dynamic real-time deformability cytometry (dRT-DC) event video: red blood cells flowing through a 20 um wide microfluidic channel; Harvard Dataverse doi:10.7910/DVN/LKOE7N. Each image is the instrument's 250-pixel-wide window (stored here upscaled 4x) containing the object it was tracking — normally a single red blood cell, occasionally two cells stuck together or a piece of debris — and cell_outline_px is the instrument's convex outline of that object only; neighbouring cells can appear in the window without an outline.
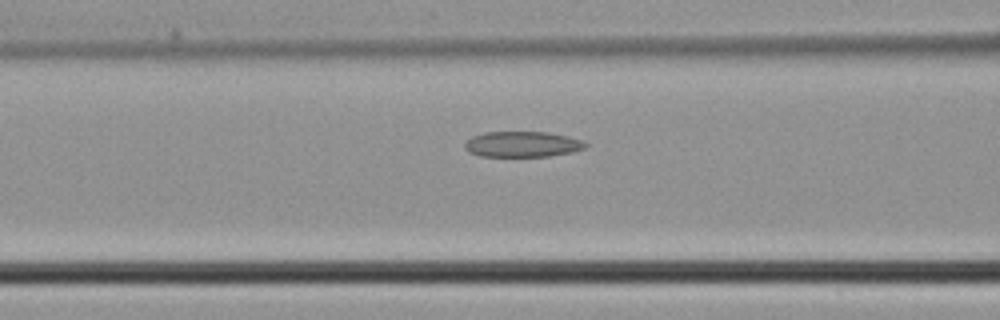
{"species": "common noctule bat (a hibernating species)", "species_latin": "Nyctalus noctula", "temperature_condition": "cold", "stored_images_in_passage": 5, "camera_frame_rate_fps": 3000, "um_per_image_px": 0.085, "animal": {"sex": "male", "body_mass_g": 21.5, "forearm_length_mm": 52.0}, "frame": {"image": 1, "passage_image": 5, "time_ms": 1.333, "image_size_px": [1000, 320], "cell_outline_px": [[588, 144], [584, 148], [572, 152], [548, 156], [480, 156], [468, 152], [464, 148], [464, 144], [472, 136], [484, 132], [548, 132], [568, 136], [584, 140]], "centroid_in_image_um": [44.4, 12.25], "position_along_channel_um": 122.2, "area_um2": 18.09}}